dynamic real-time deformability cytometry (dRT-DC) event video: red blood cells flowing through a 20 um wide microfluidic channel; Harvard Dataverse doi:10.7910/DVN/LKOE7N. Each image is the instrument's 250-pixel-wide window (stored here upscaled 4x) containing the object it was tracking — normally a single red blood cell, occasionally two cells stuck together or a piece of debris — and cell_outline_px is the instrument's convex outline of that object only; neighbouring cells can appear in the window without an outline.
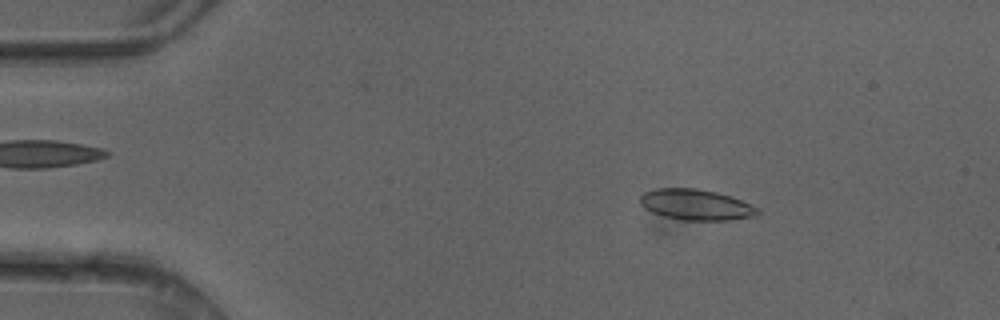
{"species": "common noctule bat (a hibernating species)", "species_latin": "Nyctalus noctula", "temperature_condition": "cold", "stored_images_in_passage": 49, "camera_frame_rate_fps": 3000, "um_per_image_px": 0.085, "animal": {"sex": "female"}, "frame": {"image": 1, "passage_image": 7, "time_ms": 2.0, "image_size_px": [1000, 320], "cell_outline_px": [[760, 212], [756, 216], [728, 220], [684, 220], [664, 216], [652, 212], [644, 208], [640, 204], [640, 196], [644, 192], [656, 188], [696, 188], [716, 192], [732, 196], [752, 204], [760, 208]], "centroid_in_image_um": [59.19, 17.39], "position_along_channel_um": 25.8, "area_um2": 21.27}}
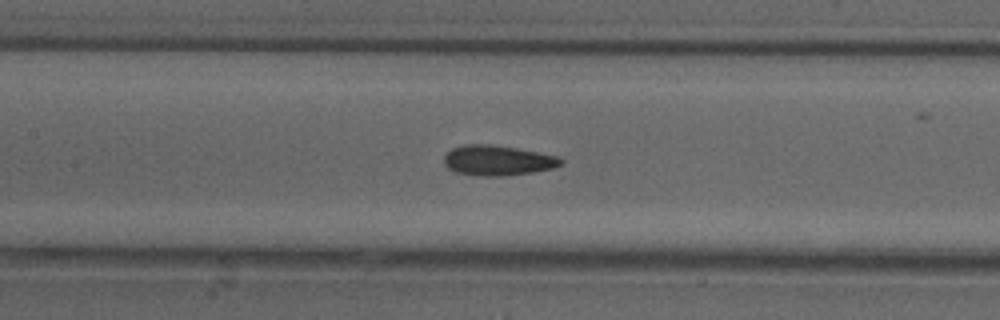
{"frame": {"image": 2, "passage_image": 22, "time_ms": 7.0, "image_size_px": [1000, 320], "cell_outline_px": [[564, 164], [552, 168], [532, 172], [504, 176], [480, 176], [456, 172], [448, 168], [444, 164], [444, 156], [452, 148], [464, 144], [488, 144], [516, 148], [560, 156], [564, 160]], "centroid_in_image_um": [42.32, 13.63], "position_along_channel_um": 165.1, "area_um2": 20.63}}
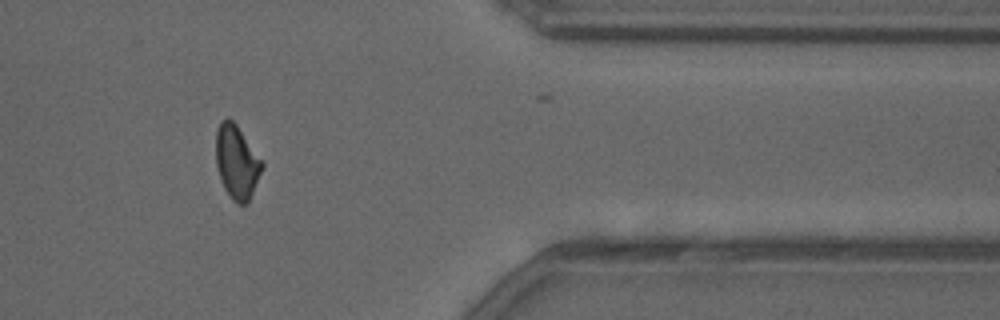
{"frame": {"image": 3, "passage_image": 40, "time_ms": 13.0, "image_size_px": [1000, 320], "cell_outline_px": [[264, 168], [248, 204], [236, 204], [232, 200], [224, 188], [216, 164], [216, 128], [220, 120], [228, 116], [236, 124], [264, 164]], "centroid_in_image_um": [20.12, 13.78], "position_along_channel_um": 391.3, "area_um2": 19.94}, "authors_computed_cell_mechanics": {"area_um2": 20.3456, "velocity_mm_per_s": 4.1516, "shape_relaxation_time_tau1_ms": 8.1271, "shape_relaxation_time_tau2_ms": 2.7437, "deformation_change_tau1": 0.1704, "deformation_change_tau2": 0.0775}}